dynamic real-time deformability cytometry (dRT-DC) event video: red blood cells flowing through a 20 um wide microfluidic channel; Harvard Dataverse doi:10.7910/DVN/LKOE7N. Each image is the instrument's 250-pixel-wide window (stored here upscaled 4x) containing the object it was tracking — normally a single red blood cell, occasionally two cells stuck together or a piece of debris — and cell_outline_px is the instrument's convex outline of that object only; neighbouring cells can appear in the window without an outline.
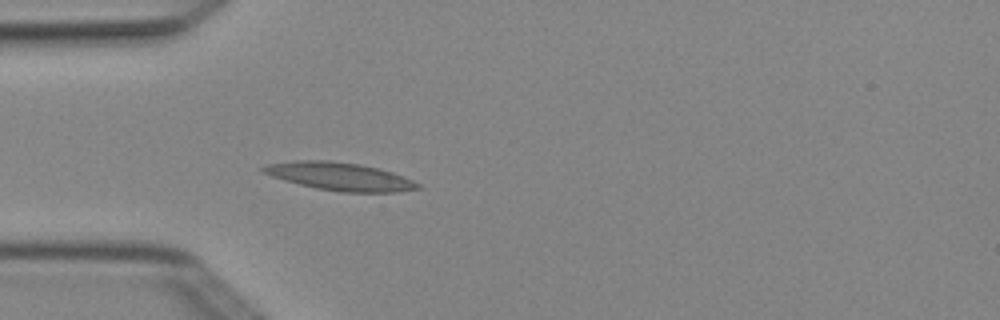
{"species": "Egyptian fruit bat (a non-hibernating species)", "species_latin": "Rousettus aegyptiacus", "temperature_condition": "cold", "stored_images_in_passage": 6, "camera_frame_rate_fps": 3000, "um_per_image_px": 0.085, "animal": {"sex": "female"}, "frame": {"image": 1, "passage_image": 6, "time_ms": 1.667, "image_size_px": [1000, 320], "cell_outline_px": [[424, 188], [396, 192], [340, 192], [316, 188], [284, 180], [272, 176], [264, 172], [260, 168], [268, 164], [296, 160], [328, 160], [360, 164], [380, 168], [392, 172], [412, 180], [420, 184]], "centroid_in_image_um": [28.92, 15.0], "position_along_channel_um": 56.1, "area_um2": 25.14}}